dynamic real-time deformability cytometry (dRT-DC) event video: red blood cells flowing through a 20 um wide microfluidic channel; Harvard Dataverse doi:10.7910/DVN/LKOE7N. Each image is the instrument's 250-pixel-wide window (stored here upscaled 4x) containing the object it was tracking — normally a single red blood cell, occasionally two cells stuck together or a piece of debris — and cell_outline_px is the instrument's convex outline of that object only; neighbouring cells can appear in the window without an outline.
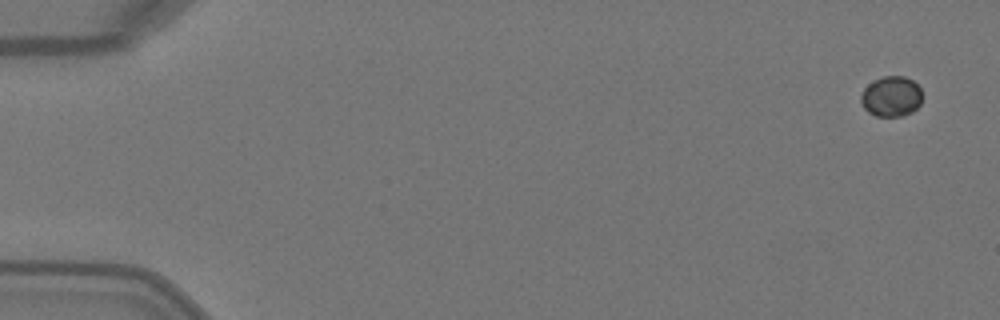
{"species": "Egyptian fruit bat (a non-hibernating species)", "species_latin": "Rousettus aegyptiacus", "temperature_condition": "warm", "stored_images_in_passage": 5, "camera_frame_rate_fps": 3000, "um_per_image_px": 0.085, "animal": {"sex": "female"}, "frame": {"image": 1, "passage_image": 1, "time_ms": 0.0, "image_size_px": [1000, 320], "cell_outline_px": [[924, 96], [920, 104], [912, 112], [900, 116], [876, 116], [868, 112], [864, 108], [860, 100], [860, 96], [864, 88], [872, 80], [884, 76], [904, 76], [912, 80], [920, 88]], "centroid_in_image_um": [75.76, 8.19], "position_along_channel_um": 9.2, "area_um2": 14.62}}
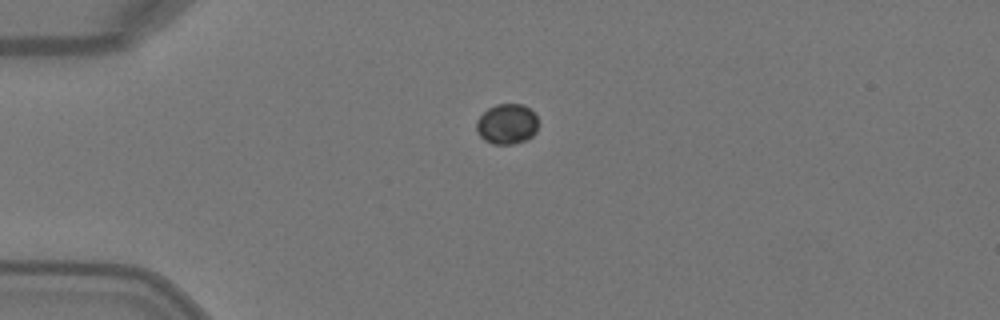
{"frame": {"image": 2, "passage_image": 4, "time_ms": 1.0, "image_size_px": [1000, 320], "cell_outline_px": [[536, 132], [528, 140], [512, 144], [492, 144], [484, 140], [476, 132], [476, 120], [488, 108], [496, 104], [524, 104], [536, 116]], "centroid_in_image_um": [43.06, 10.55], "position_along_channel_um": 41.9, "area_um2": 14.57}}